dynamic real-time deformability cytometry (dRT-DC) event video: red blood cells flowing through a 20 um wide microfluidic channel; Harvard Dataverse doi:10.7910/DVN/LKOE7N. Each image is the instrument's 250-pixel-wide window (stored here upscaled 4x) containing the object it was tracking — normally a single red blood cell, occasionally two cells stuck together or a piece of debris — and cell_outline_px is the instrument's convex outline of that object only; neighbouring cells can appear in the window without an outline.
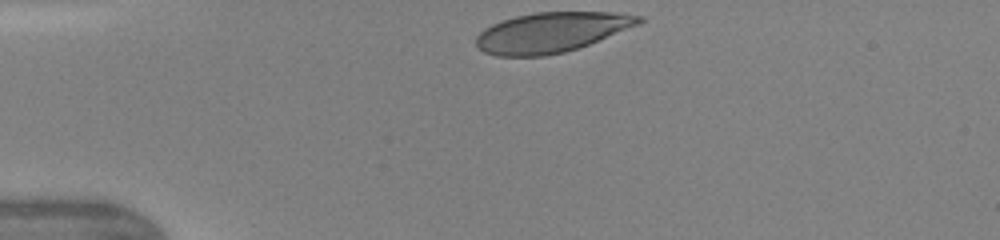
{"species": "human", "species_latin": "Homo sapiens", "temperature_condition": "warm", "stored_images_in_passage": 47, "camera_frame_rate_fps": 3000, "um_per_image_px": 0.085, "donor": {"sex": "female"}, "frame": {"image": 1, "passage_image": 1, "time_ms": 0.0, "image_size_px": [1000, 240], "cell_outline_px": [[644, 20], [636, 24], [588, 44], [564, 52], [544, 56], [496, 56], [484, 52], [476, 44], [476, 36], [484, 28], [492, 24], [516, 16], [536, 12], [608, 12], [640, 16]], "centroid_in_image_um": [46.78, 2.75], "position_along_channel_um": 38.2, "area_um2": 37.22}}
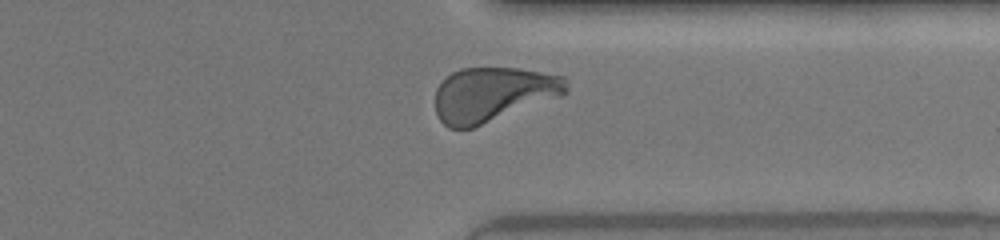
{"frame": {"image": 2, "passage_image": 44, "time_ms": 8.667, "image_size_px": [1000, 240], "cell_outline_px": [[568, 88], [560, 96], [472, 128], [448, 128], [436, 116], [436, 88], [452, 72], [460, 68], [516, 68], [564, 76], [568, 80]], "centroid_in_image_um": [41.88, 8.01], "position_along_channel_um": 369.5, "area_um2": 41.27}, "authors_computed_cell_mechanics": {"area_um2": 40.6334, "velocity_mm_per_s": 4.318, "shape_relaxation_time_tau1_ms": 2.4106, "shape_relaxation_time_tau2_ms": null, "deformation_change_tau1": 0.1795, "deformation_change_tau2": null}}